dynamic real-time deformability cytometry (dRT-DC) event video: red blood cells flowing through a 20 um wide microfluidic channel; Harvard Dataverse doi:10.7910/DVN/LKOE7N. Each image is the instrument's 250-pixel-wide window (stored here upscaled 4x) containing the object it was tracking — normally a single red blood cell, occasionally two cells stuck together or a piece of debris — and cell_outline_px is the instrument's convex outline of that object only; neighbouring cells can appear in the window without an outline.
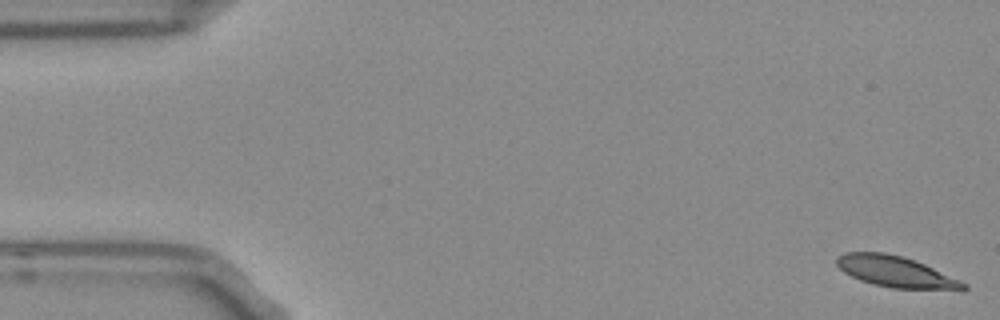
{"species": "Egyptian fruit bat (a non-hibernating species)", "species_latin": "Rousettus aegyptiacus", "temperature_condition": "room temperature", "stored_images_in_passage": 55, "camera_frame_rate_fps": 3000, "um_per_image_px": 0.085, "frame": {"image": 1, "passage_image": 1, "time_ms": 0.0, "image_size_px": [1000, 320], "cell_outline_px": [[968, 288], [964, 292], [960, 292], [892, 288], [872, 284], [860, 280], [844, 272], [836, 264], [836, 256], [844, 252], [884, 252], [900, 256], [924, 264], [960, 280], [968, 284]], "centroid_in_image_um": [76.23, 23.14], "position_along_channel_um": 8.8, "area_um2": 23.47}}
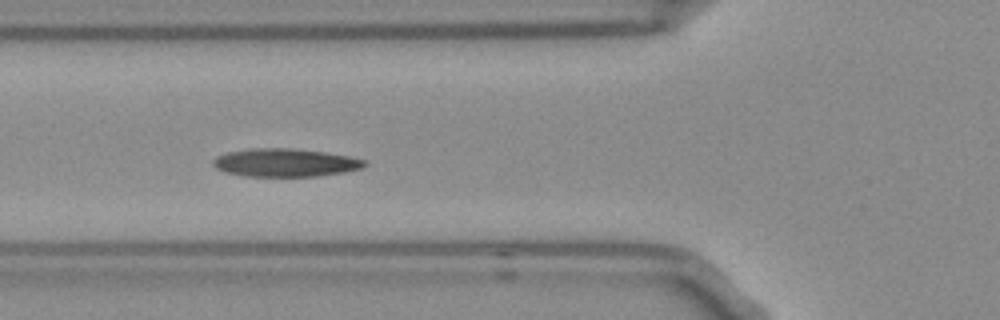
{"frame": {"image": 2, "passage_image": 19, "time_ms": 6.0, "image_size_px": [1000, 320], "cell_outline_px": [[368, 164], [364, 168], [344, 172], [316, 176], [244, 176], [224, 172], [216, 168], [212, 164], [212, 160], [216, 156], [228, 152], [252, 148], [292, 148], [324, 152], [348, 156], [368, 160]], "centroid_in_image_um": [24.26, 13.82], "position_along_channel_um": 101.5, "area_um2": 24.97}}
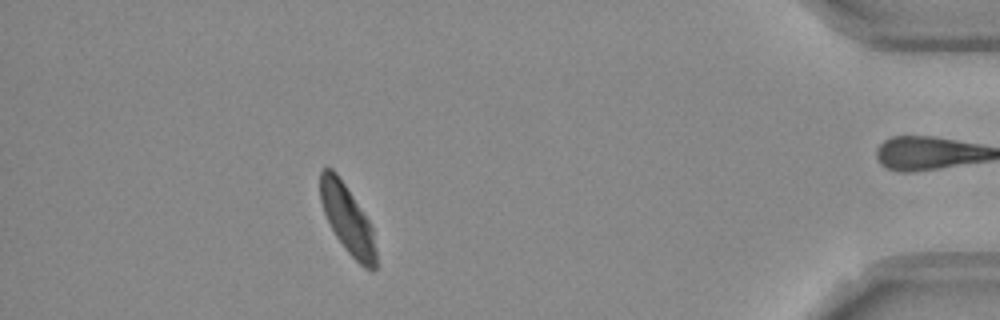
{"frame": {"image": 3, "passage_image": 48, "time_ms": 15.667, "image_size_px": [1000, 320], "cell_outline_px": [[376, 268], [364, 268], [344, 248], [336, 236], [324, 212], [320, 200], [320, 172], [324, 168], [332, 168], [336, 172], [368, 220], [372, 228], [376, 252]], "centroid_in_image_um": [29.51, 18.62], "position_along_channel_um": 405.7, "area_um2": 21.62}, "authors_computed_cell_mechanics": {"area_um2": 24.0448, "velocity_mm_per_s": 3.7066, "shape_relaxation_time_tau1_ms": null, "shape_relaxation_time_tau2_ms": 6.3668, "deformation_change_tau1": null, "deformation_change_tau2": 0.1118}}